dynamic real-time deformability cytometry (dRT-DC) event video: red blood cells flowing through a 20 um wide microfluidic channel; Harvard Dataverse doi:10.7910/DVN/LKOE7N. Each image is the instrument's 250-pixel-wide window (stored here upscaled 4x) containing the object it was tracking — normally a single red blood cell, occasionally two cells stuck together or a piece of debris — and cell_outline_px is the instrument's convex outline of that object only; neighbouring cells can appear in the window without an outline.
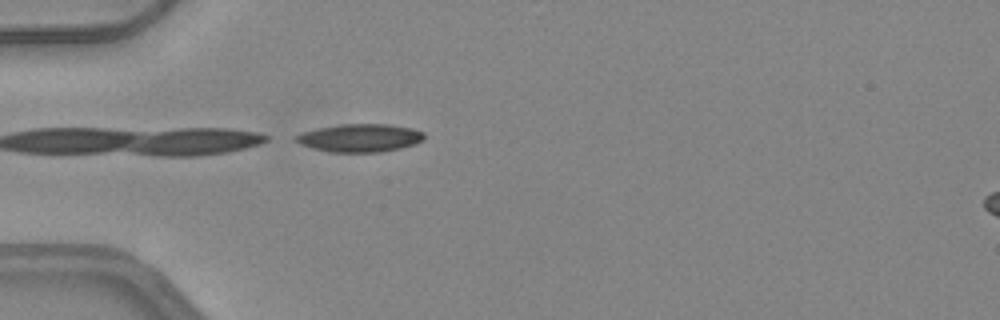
{"species": "common noctule bat (a hibernating species)", "species_latin": "Nyctalus noctula", "temperature_condition": "warm", "stored_images_in_passage": 10, "camera_frame_rate_fps": 3000, "um_per_image_px": 0.085, "animal": {"sex": "female", "body_mass_g": 24.6, "forearm_length_mm": 56.2}, "frame": {"image": 1, "passage_image": 1, "time_ms": 0.0, "image_size_px": [1000, 320], "cell_outline_px": [[424, 140], [416, 144], [400, 148], [380, 152], [328, 152], [312, 148], [300, 144], [292, 140], [292, 136], [316, 128], [340, 124], [388, 124], [412, 128], [424, 132]], "centroid_in_image_um": [30.56, 11.72], "position_along_channel_um": 54.4, "area_um2": 21.21}}